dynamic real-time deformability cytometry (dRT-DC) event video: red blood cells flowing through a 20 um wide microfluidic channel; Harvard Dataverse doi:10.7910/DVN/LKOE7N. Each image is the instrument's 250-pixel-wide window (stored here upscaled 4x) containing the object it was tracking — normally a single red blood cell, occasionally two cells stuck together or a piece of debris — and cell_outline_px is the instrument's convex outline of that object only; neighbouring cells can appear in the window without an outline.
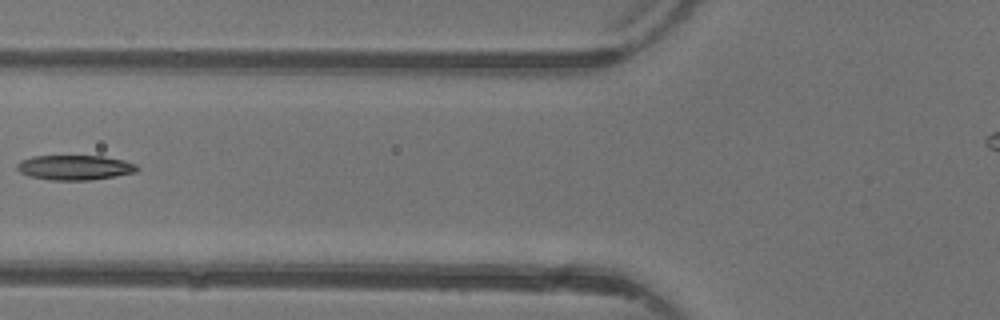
{"species": "common noctule bat (a hibernating species)", "species_latin": "Nyctalus noctula", "temperature_condition": "warm", "stored_images_in_passage": 4, "camera_frame_rate_fps": 3000, "um_per_image_px": 0.085, "animal": {"sex": "female"}, "frame": {"image": 1, "passage_image": 4, "time_ms": 4.667, "image_size_px": [1000, 320], "cell_outline_px": [[140, 168], [136, 172], [116, 176], [92, 180], [52, 180], [28, 176], [20, 172], [16, 168], [16, 164], [20, 160], [32, 156], [104, 156], [124, 160], [136, 164]], "centroid_in_image_um": [6.36, 14.24], "position_along_channel_um": 119.4, "area_um2": 17.57}}